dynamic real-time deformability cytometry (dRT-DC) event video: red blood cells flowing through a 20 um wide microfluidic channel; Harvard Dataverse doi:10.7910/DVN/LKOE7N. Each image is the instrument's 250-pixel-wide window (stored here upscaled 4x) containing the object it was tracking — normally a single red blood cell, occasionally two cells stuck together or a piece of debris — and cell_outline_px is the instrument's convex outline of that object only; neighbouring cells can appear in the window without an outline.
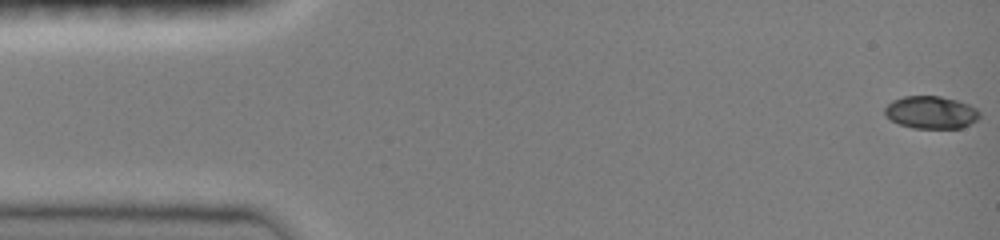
{"species": "common noctule bat (a hibernating species)", "species_latin": "Nyctalus noctula", "temperature_condition": "room temperature", "stored_images_in_passage": 48, "camera_frame_rate_fps": 3000, "um_per_image_px": 0.085, "animal": {"sex": "female", "body_mass_g": 19.0, "forearm_length_mm": 51.5}, "frame": {"image": 1, "passage_image": 1, "time_ms": 0.0, "image_size_px": [1000, 240], "cell_outline_px": [[980, 116], [976, 120], [960, 128], [912, 128], [900, 124], [892, 120], [884, 112], [884, 108], [892, 100], [904, 96], [940, 96], [956, 100], [968, 104], [976, 108], [980, 112]], "centroid_in_image_um": [79.13, 9.54], "position_along_channel_um": 5.9, "area_um2": 17.86}}
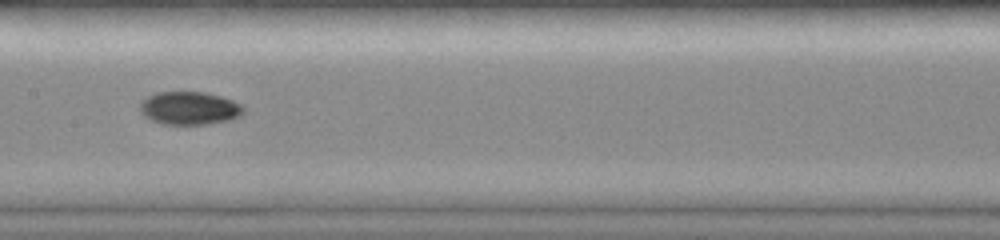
{"frame": {"image": 2, "passage_image": 24, "time_ms": 7.667, "image_size_px": [1000, 240], "cell_outline_px": [[244, 112], [240, 116], [232, 120], [208, 124], [164, 124], [152, 120], [144, 116], [140, 112], [140, 104], [148, 96], [156, 92], [204, 92], [220, 96], [232, 100], [240, 104], [244, 108]], "centroid_in_image_um": [16.12, 9.2], "position_along_channel_um": 191.3, "area_um2": 19.94}}
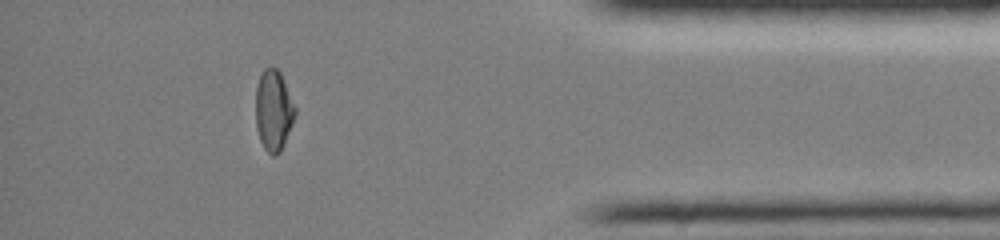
{"frame": {"image": 3, "passage_image": 42, "time_ms": 13.667, "image_size_px": [1000, 240], "cell_outline_px": [[296, 116], [284, 144], [280, 152], [276, 156], [272, 156], [264, 148], [260, 140], [256, 128], [256, 88], [260, 76], [264, 68], [276, 68], [280, 72], [296, 108]], "centroid_in_image_um": [23.26, 9.42], "position_along_channel_um": 411.9, "area_um2": 18.55}, "authors_computed_cell_mechanics": {"area_um2": 18.8717, "velocity_mm_per_s": 4.0847, "shape_relaxation_time_tau1_ms": 10.5101, "shape_relaxation_time_tau2_ms": null, "deformation_change_tau1": 0.2913, "deformation_change_tau2": null}}